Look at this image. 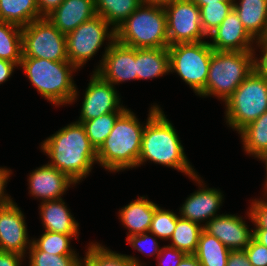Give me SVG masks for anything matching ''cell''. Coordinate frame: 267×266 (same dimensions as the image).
Masks as SVG:
<instances>
[{"label": "cell", "mask_w": 267, "mask_h": 266, "mask_svg": "<svg viewBox=\"0 0 267 266\" xmlns=\"http://www.w3.org/2000/svg\"><path fill=\"white\" fill-rule=\"evenodd\" d=\"M41 148L52 159L48 164L68 175L75 184L89 174L97 161V151L79 122L60 129Z\"/></svg>", "instance_id": "1"}, {"label": "cell", "mask_w": 267, "mask_h": 266, "mask_svg": "<svg viewBox=\"0 0 267 266\" xmlns=\"http://www.w3.org/2000/svg\"><path fill=\"white\" fill-rule=\"evenodd\" d=\"M176 130L158 106L151 107L142 134L140 157L137 166L146 160L184 172L199 184L200 178L189 164Z\"/></svg>", "instance_id": "2"}, {"label": "cell", "mask_w": 267, "mask_h": 266, "mask_svg": "<svg viewBox=\"0 0 267 266\" xmlns=\"http://www.w3.org/2000/svg\"><path fill=\"white\" fill-rule=\"evenodd\" d=\"M144 128L134 113L126 109L97 150V162L110 171L136 167Z\"/></svg>", "instance_id": "3"}, {"label": "cell", "mask_w": 267, "mask_h": 266, "mask_svg": "<svg viewBox=\"0 0 267 266\" xmlns=\"http://www.w3.org/2000/svg\"><path fill=\"white\" fill-rule=\"evenodd\" d=\"M19 66L37 91L53 104L63 105L76 100L77 90L71 74L77 67L69 61L22 57Z\"/></svg>", "instance_id": "4"}, {"label": "cell", "mask_w": 267, "mask_h": 266, "mask_svg": "<svg viewBox=\"0 0 267 266\" xmlns=\"http://www.w3.org/2000/svg\"><path fill=\"white\" fill-rule=\"evenodd\" d=\"M146 5L142 3L115 29V39L133 48L168 47L164 6L148 3Z\"/></svg>", "instance_id": "5"}, {"label": "cell", "mask_w": 267, "mask_h": 266, "mask_svg": "<svg viewBox=\"0 0 267 266\" xmlns=\"http://www.w3.org/2000/svg\"><path fill=\"white\" fill-rule=\"evenodd\" d=\"M254 58V51H213L200 96L215 95L226 102L254 71Z\"/></svg>", "instance_id": "6"}, {"label": "cell", "mask_w": 267, "mask_h": 266, "mask_svg": "<svg viewBox=\"0 0 267 266\" xmlns=\"http://www.w3.org/2000/svg\"><path fill=\"white\" fill-rule=\"evenodd\" d=\"M225 104L227 123L240 131L267 111V80L254 70Z\"/></svg>", "instance_id": "7"}, {"label": "cell", "mask_w": 267, "mask_h": 266, "mask_svg": "<svg viewBox=\"0 0 267 266\" xmlns=\"http://www.w3.org/2000/svg\"><path fill=\"white\" fill-rule=\"evenodd\" d=\"M170 72L178 75L200 95L205 89L213 49L206 41L168 46Z\"/></svg>", "instance_id": "8"}, {"label": "cell", "mask_w": 267, "mask_h": 266, "mask_svg": "<svg viewBox=\"0 0 267 266\" xmlns=\"http://www.w3.org/2000/svg\"><path fill=\"white\" fill-rule=\"evenodd\" d=\"M22 57L69 61L66 35L46 17L34 20L22 27Z\"/></svg>", "instance_id": "9"}, {"label": "cell", "mask_w": 267, "mask_h": 266, "mask_svg": "<svg viewBox=\"0 0 267 266\" xmlns=\"http://www.w3.org/2000/svg\"><path fill=\"white\" fill-rule=\"evenodd\" d=\"M110 24L101 16L96 15L92 19L83 22L75 30L66 35L67 57L70 63L80 68L90 59L105 41L115 40V29L108 32Z\"/></svg>", "instance_id": "10"}, {"label": "cell", "mask_w": 267, "mask_h": 266, "mask_svg": "<svg viewBox=\"0 0 267 266\" xmlns=\"http://www.w3.org/2000/svg\"><path fill=\"white\" fill-rule=\"evenodd\" d=\"M164 10L169 46L201 42L207 36L201 26L199 6L192 0H172Z\"/></svg>", "instance_id": "11"}, {"label": "cell", "mask_w": 267, "mask_h": 266, "mask_svg": "<svg viewBox=\"0 0 267 266\" xmlns=\"http://www.w3.org/2000/svg\"><path fill=\"white\" fill-rule=\"evenodd\" d=\"M109 43L95 73L112 85L137 80L136 48L121 44L116 39Z\"/></svg>", "instance_id": "12"}, {"label": "cell", "mask_w": 267, "mask_h": 266, "mask_svg": "<svg viewBox=\"0 0 267 266\" xmlns=\"http://www.w3.org/2000/svg\"><path fill=\"white\" fill-rule=\"evenodd\" d=\"M119 96L114 86L94 72L86 89L79 123L97 118L110 112H124L119 106Z\"/></svg>", "instance_id": "13"}, {"label": "cell", "mask_w": 267, "mask_h": 266, "mask_svg": "<svg viewBox=\"0 0 267 266\" xmlns=\"http://www.w3.org/2000/svg\"><path fill=\"white\" fill-rule=\"evenodd\" d=\"M31 243L32 241H28L24 215L19 207L13 202L0 207V251L24 256L25 249L30 248Z\"/></svg>", "instance_id": "14"}, {"label": "cell", "mask_w": 267, "mask_h": 266, "mask_svg": "<svg viewBox=\"0 0 267 266\" xmlns=\"http://www.w3.org/2000/svg\"><path fill=\"white\" fill-rule=\"evenodd\" d=\"M203 230L215 236L229 250H244L253 237L245 221L235 215H216L203 225Z\"/></svg>", "instance_id": "15"}, {"label": "cell", "mask_w": 267, "mask_h": 266, "mask_svg": "<svg viewBox=\"0 0 267 266\" xmlns=\"http://www.w3.org/2000/svg\"><path fill=\"white\" fill-rule=\"evenodd\" d=\"M210 36L213 41L209 45L214 51H254L251 47L254 39L243 27L234 9Z\"/></svg>", "instance_id": "16"}, {"label": "cell", "mask_w": 267, "mask_h": 266, "mask_svg": "<svg viewBox=\"0 0 267 266\" xmlns=\"http://www.w3.org/2000/svg\"><path fill=\"white\" fill-rule=\"evenodd\" d=\"M75 182L49 164L34 170L29 177L30 193L43 201L61 199V195Z\"/></svg>", "instance_id": "17"}, {"label": "cell", "mask_w": 267, "mask_h": 266, "mask_svg": "<svg viewBox=\"0 0 267 266\" xmlns=\"http://www.w3.org/2000/svg\"><path fill=\"white\" fill-rule=\"evenodd\" d=\"M97 15L94 0H64L46 18L64 35Z\"/></svg>", "instance_id": "18"}, {"label": "cell", "mask_w": 267, "mask_h": 266, "mask_svg": "<svg viewBox=\"0 0 267 266\" xmlns=\"http://www.w3.org/2000/svg\"><path fill=\"white\" fill-rule=\"evenodd\" d=\"M222 196L217 189H199L187 198L180 210V217L198 224L202 220L209 219L210 221L216 217L215 214L222 203Z\"/></svg>", "instance_id": "19"}, {"label": "cell", "mask_w": 267, "mask_h": 266, "mask_svg": "<svg viewBox=\"0 0 267 266\" xmlns=\"http://www.w3.org/2000/svg\"><path fill=\"white\" fill-rule=\"evenodd\" d=\"M40 209L45 231L65 235L78 234V223L74 220L62 199L44 201Z\"/></svg>", "instance_id": "20"}, {"label": "cell", "mask_w": 267, "mask_h": 266, "mask_svg": "<svg viewBox=\"0 0 267 266\" xmlns=\"http://www.w3.org/2000/svg\"><path fill=\"white\" fill-rule=\"evenodd\" d=\"M159 206L145 197H138L134 202L119 210L120 220L129 229V235L149 232L155 210Z\"/></svg>", "instance_id": "21"}, {"label": "cell", "mask_w": 267, "mask_h": 266, "mask_svg": "<svg viewBox=\"0 0 267 266\" xmlns=\"http://www.w3.org/2000/svg\"><path fill=\"white\" fill-rule=\"evenodd\" d=\"M170 72V55L167 47L136 48L137 80L152 79Z\"/></svg>", "instance_id": "22"}, {"label": "cell", "mask_w": 267, "mask_h": 266, "mask_svg": "<svg viewBox=\"0 0 267 266\" xmlns=\"http://www.w3.org/2000/svg\"><path fill=\"white\" fill-rule=\"evenodd\" d=\"M233 9L249 35L259 40L267 27V0H241Z\"/></svg>", "instance_id": "23"}, {"label": "cell", "mask_w": 267, "mask_h": 266, "mask_svg": "<svg viewBox=\"0 0 267 266\" xmlns=\"http://www.w3.org/2000/svg\"><path fill=\"white\" fill-rule=\"evenodd\" d=\"M40 18L37 0H0V21L24 27Z\"/></svg>", "instance_id": "24"}, {"label": "cell", "mask_w": 267, "mask_h": 266, "mask_svg": "<svg viewBox=\"0 0 267 266\" xmlns=\"http://www.w3.org/2000/svg\"><path fill=\"white\" fill-rule=\"evenodd\" d=\"M230 250L215 236L201 231L194 255L201 266H226Z\"/></svg>", "instance_id": "25"}, {"label": "cell", "mask_w": 267, "mask_h": 266, "mask_svg": "<svg viewBox=\"0 0 267 266\" xmlns=\"http://www.w3.org/2000/svg\"><path fill=\"white\" fill-rule=\"evenodd\" d=\"M142 3V0H95V9L98 16L116 29Z\"/></svg>", "instance_id": "26"}, {"label": "cell", "mask_w": 267, "mask_h": 266, "mask_svg": "<svg viewBox=\"0 0 267 266\" xmlns=\"http://www.w3.org/2000/svg\"><path fill=\"white\" fill-rule=\"evenodd\" d=\"M0 59L20 65L22 59V27L0 21Z\"/></svg>", "instance_id": "27"}, {"label": "cell", "mask_w": 267, "mask_h": 266, "mask_svg": "<svg viewBox=\"0 0 267 266\" xmlns=\"http://www.w3.org/2000/svg\"><path fill=\"white\" fill-rule=\"evenodd\" d=\"M238 133L241 134L243 146L248 154L259 157L267 148V111Z\"/></svg>", "instance_id": "28"}, {"label": "cell", "mask_w": 267, "mask_h": 266, "mask_svg": "<svg viewBox=\"0 0 267 266\" xmlns=\"http://www.w3.org/2000/svg\"><path fill=\"white\" fill-rule=\"evenodd\" d=\"M81 262L80 259V266H142L132 256L114 253L104 246L94 243L89 246L84 263Z\"/></svg>", "instance_id": "29"}, {"label": "cell", "mask_w": 267, "mask_h": 266, "mask_svg": "<svg viewBox=\"0 0 267 266\" xmlns=\"http://www.w3.org/2000/svg\"><path fill=\"white\" fill-rule=\"evenodd\" d=\"M203 226L182 217H177L176 227L173 232L170 247L183 251L186 254H194Z\"/></svg>", "instance_id": "30"}, {"label": "cell", "mask_w": 267, "mask_h": 266, "mask_svg": "<svg viewBox=\"0 0 267 266\" xmlns=\"http://www.w3.org/2000/svg\"><path fill=\"white\" fill-rule=\"evenodd\" d=\"M123 112H110L97 118L82 122L91 145L96 151L112 131L114 123Z\"/></svg>", "instance_id": "31"}, {"label": "cell", "mask_w": 267, "mask_h": 266, "mask_svg": "<svg viewBox=\"0 0 267 266\" xmlns=\"http://www.w3.org/2000/svg\"><path fill=\"white\" fill-rule=\"evenodd\" d=\"M234 1H218L213 4H205L199 7L201 26L208 36L214 31L233 9Z\"/></svg>", "instance_id": "32"}, {"label": "cell", "mask_w": 267, "mask_h": 266, "mask_svg": "<svg viewBox=\"0 0 267 266\" xmlns=\"http://www.w3.org/2000/svg\"><path fill=\"white\" fill-rule=\"evenodd\" d=\"M77 235H65L45 231L38 240L32 243L40 250L54 255H76L70 248V239Z\"/></svg>", "instance_id": "33"}, {"label": "cell", "mask_w": 267, "mask_h": 266, "mask_svg": "<svg viewBox=\"0 0 267 266\" xmlns=\"http://www.w3.org/2000/svg\"><path fill=\"white\" fill-rule=\"evenodd\" d=\"M30 266H80L76 255H54L40 251L33 243L30 245Z\"/></svg>", "instance_id": "34"}, {"label": "cell", "mask_w": 267, "mask_h": 266, "mask_svg": "<svg viewBox=\"0 0 267 266\" xmlns=\"http://www.w3.org/2000/svg\"><path fill=\"white\" fill-rule=\"evenodd\" d=\"M177 217L175 213L158 207L154 212L149 234L161 239H170L176 227Z\"/></svg>", "instance_id": "35"}, {"label": "cell", "mask_w": 267, "mask_h": 266, "mask_svg": "<svg viewBox=\"0 0 267 266\" xmlns=\"http://www.w3.org/2000/svg\"><path fill=\"white\" fill-rule=\"evenodd\" d=\"M244 250L252 266H267V247L259 243L254 237Z\"/></svg>", "instance_id": "36"}, {"label": "cell", "mask_w": 267, "mask_h": 266, "mask_svg": "<svg viewBox=\"0 0 267 266\" xmlns=\"http://www.w3.org/2000/svg\"><path fill=\"white\" fill-rule=\"evenodd\" d=\"M147 233L149 232H144L143 234H139V235L127 236L126 240L129 241L130 245H132L134 249H137L139 252H142L143 254L145 253V250H144L145 246L146 244H148V246L152 247L151 250H149L150 256L154 253H157V256H158L161 248H159L158 242L156 241V239L147 235Z\"/></svg>", "instance_id": "37"}, {"label": "cell", "mask_w": 267, "mask_h": 266, "mask_svg": "<svg viewBox=\"0 0 267 266\" xmlns=\"http://www.w3.org/2000/svg\"><path fill=\"white\" fill-rule=\"evenodd\" d=\"M265 189L267 191V188ZM248 215L256 225L255 229H267V201L255 200V202H252Z\"/></svg>", "instance_id": "38"}, {"label": "cell", "mask_w": 267, "mask_h": 266, "mask_svg": "<svg viewBox=\"0 0 267 266\" xmlns=\"http://www.w3.org/2000/svg\"><path fill=\"white\" fill-rule=\"evenodd\" d=\"M226 266H252L245 250H230Z\"/></svg>", "instance_id": "39"}, {"label": "cell", "mask_w": 267, "mask_h": 266, "mask_svg": "<svg viewBox=\"0 0 267 266\" xmlns=\"http://www.w3.org/2000/svg\"><path fill=\"white\" fill-rule=\"evenodd\" d=\"M163 253H164V255H167L168 257H170L169 259H171L173 261L171 266H178L179 263L182 261V259L187 255L183 251L177 250L176 248H173L170 246H165V247L161 248L160 253L157 256L158 257L157 259H160V257L163 255Z\"/></svg>", "instance_id": "40"}, {"label": "cell", "mask_w": 267, "mask_h": 266, "mask_svg": "<svg viewBox=\"0 0 267 266\" xmlns=\"http://www.w3.org/2000/svg\"><path fill=\"white\" fill-rule=\"evenodd\" d=\"M23 257L18 253L0 251V266H20Z\"/></svg>", "instance_id": "41"}, {"label": "cell", "mask_w": 267, "mask_h": 266, "mask_svg": "<svg viewBox=\"0 0 267 266\" xmlns=\"http://www.w3.org/2000/svg\"><path fill=\"white\" fill-rule=\"evenodd\" d=\"M64 0H37L39 14L46 17L55 10Z\"/></svg>", "instance_id": "42"}, {"label": "cell", "mask_w": 267, "mask_h": 266, "mask_svg": "<svg viewBox=\"0 0 267 266\" xmlns=\"http://www.w3.org/2000/svg\"><path fill=\"white\" fill-rule=\"evenodd\" d=\"M10 175V170L6 168H0V207L5 206L13 202L9 196L4 194V186Z\"/></svg>", "instance_id": "43"}, {"label": "cell", "mask_w": 267, "mask_h": 266, "mask_svg": "<svg viewBox=\"0 0 267 266\" xmlns=\"http://www.w3.org/2000/svg\"><path fill=\"white\" fill-rule=\"evenodd\" d=\"M263 56L260 60L254 58V70L265 80H267V47H263Z\"/></svg>", "instance_id": "44"}, {"label": "cell", "mask_w": 267, "mask_h": 266, "mask_svg": "<svg viewBox=\"0 0 267 266\" xmlns=\"http://www.w3.org/2000/svg\"><path fill=\"white\" fill-rule=\"evenodd\" d=\"M15 66L17 65L11 61L0 59V84L11 76Z\"/></svg>", "instance_id": "45"}, {"label": "cell", "mask_w": 267, "mask_h": 266, "mask_svg": "<svg viewBox=\"0 0 267 266\" xmlns=\"http://www.w3.org/2000/svg\"><path fill=\"white\" fill-rule=\"evenodd\" d=\"M178 266H201L194 254H187Z\"/></svg>", "instance_id": "46"}, {"label": "cell", "mask_w": 267, "mask_h": 266, "mask_svg": "<svg viewBox=\"0 0 267 266\" xmlns=\"http://www.w3.org/2000/svg\"><path fill=\"white\" fill-rule=\"evenodd\" d=\"M253 237L267 247V229H254Z\"/></svg>", "instance_id": "47"}, {"label": "cell", "mask_w": 267, "mask_h": 266, "mask_svg": "<svg viewBox=\"0 0 267 266\" xmlns=\"http://www.w3.org/2000/svg\"><path fill=\"white\" fill-rule=\"evenodd\" d=\"M196 5L201 7L202 5L205 4H213L217 3L218 1H235V0H192Z\"/></svg>", "instance_id": "48"}, {"label": "cell", "mask_w": 267, "mask_h": 266, "mask_svg": "<svg viewBox=\"0 0 267 266\" xmlns=\"http://www.w3.org/2000/svg\"><path fill=\"white\" fill-rule=\"evenodd\" d=\"M145 4H157V5H165L168 2H171L172 0H142Z\"/></svg>", "instance_id": "49"}, {"label": "cell", "mask_w": 267, "mask_h": 266, "mask_svg": "<svg viewBox=\"0 0 267 266\" xmlns=\"http://www.w3.org/2000/svg\"><path fill=\"white\" fill-rule=\"evenodd\" d=\"M256 42H258V45H261V48L267 47V27L265 29L263 36Z\"/></svg>", "instance_id": "50"}, {"label": "cell", "mask_w": 267, "mask_h": 266, "mask_svg": "<svg viewBox=\"0 0 267 266\" xmlns=\"http://www.w3.org/2000/svg\"><path fill=\"white\" fill-rule=\"evenodd\" d=\"M258 158L262 159V161L266 163V171H267V148L260 154ZM265 188H267V178H266Z\"/></svg>", "instance_id": "51"}]
</instances>
